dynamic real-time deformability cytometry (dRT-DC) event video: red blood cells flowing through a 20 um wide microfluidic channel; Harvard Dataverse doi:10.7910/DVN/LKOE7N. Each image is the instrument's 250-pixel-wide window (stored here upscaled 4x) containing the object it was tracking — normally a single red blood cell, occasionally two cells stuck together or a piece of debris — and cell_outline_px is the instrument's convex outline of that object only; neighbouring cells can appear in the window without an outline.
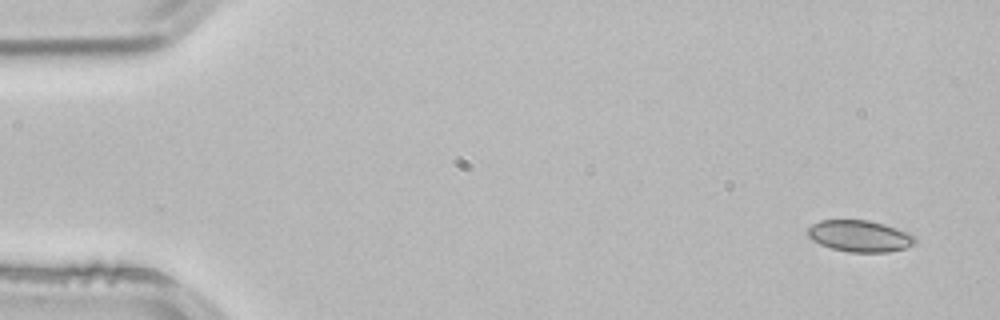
{"species": "common noctule bat (a hibernating species)", "species_latin": "Nyctalus noctula", "temperature_condition": "room temperature", "stored_images_in_passage": 4, "camera_frame_rate_fps": 3000, "um_per_image_px": 0.085, "animal": {"sex": "male", "body_mass_g": 21.5, "forearm_length_mm": 52.0}, "frame": {"image": 1, "passage_image": 1, "time_ms": 0.0, "image_size_px": [1000, 320], "cell_outline_px": [[916, 240], [912, 244], [904, 248], [888, 252], [848, 252], [832, 248], [820, 244], [812, 240], [808, 236], [808, 228], [812, 224], [820, 220], [868, 220], [884, 224], [908, 232]], "centroid_in_image_um": [73.04, 20.06], "position_along_channel_um": 12.0, "area_um2": 19.54}}